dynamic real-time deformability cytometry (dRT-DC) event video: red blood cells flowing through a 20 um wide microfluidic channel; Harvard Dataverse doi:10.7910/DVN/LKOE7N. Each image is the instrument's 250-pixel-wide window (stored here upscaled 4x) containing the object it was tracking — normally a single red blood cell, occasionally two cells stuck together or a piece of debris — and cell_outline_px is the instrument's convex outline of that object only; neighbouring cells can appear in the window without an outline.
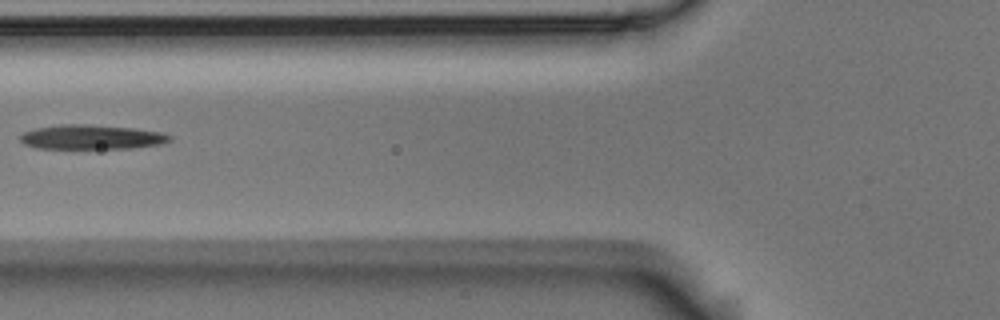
{"species": "Egyptian fruit bat (a non-hibernating species)", "species_latin": "Rousettus aegyptiacus", "temperature_condition": "room temperature", "stored_images_in_passage": 7, "camera_frame_rate_fps": 3000, "um_per_image_px": 0.085, "animal": {"sex": "male"}, "frame": {"image": 1, "passage_image": 6, "time_ms": 1.667, "image_size_px": [1000, 320], "cell_outline_px": [[172, 140], [160, 144], [132, 148], [36, 148], [24, 144], [20, 140], [20, 136], [24, 132], [36, 128], [60, 124], [88, 124], [132, 128], [160, 132], [172, 136]], "centroid_in_image_um": [7.77, 11.65], "position_along_channel_um": 118.0, "area_um2": 21.21}}
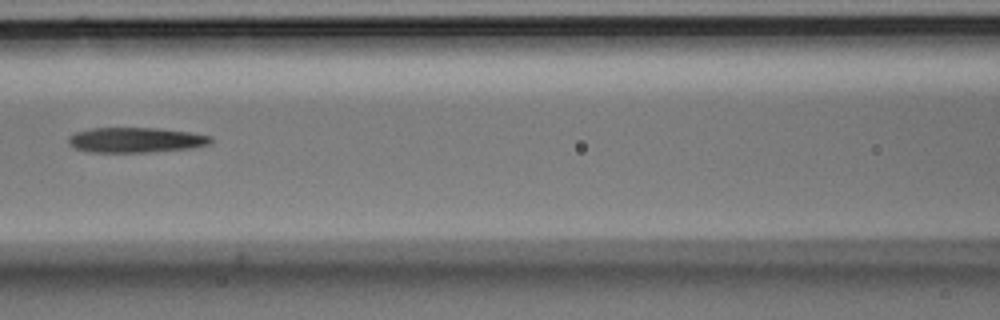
{"frame": {"image": 2, "passage_image": 7, "time_ms": 2.0, "image_size_px": [1000, 320], "cell_outline_px": [[212, 144], [192, 148], [148, 152], [92, 152], [76, 148], [68, 140], [68, 136], [76, 132], [92, 128], [156, 128], [188, 132], [212, 136]], "centroid_in_image_um": [11.58, 11.9], "position_along_channel_um": 155.0, "area_um2": 20.69}}